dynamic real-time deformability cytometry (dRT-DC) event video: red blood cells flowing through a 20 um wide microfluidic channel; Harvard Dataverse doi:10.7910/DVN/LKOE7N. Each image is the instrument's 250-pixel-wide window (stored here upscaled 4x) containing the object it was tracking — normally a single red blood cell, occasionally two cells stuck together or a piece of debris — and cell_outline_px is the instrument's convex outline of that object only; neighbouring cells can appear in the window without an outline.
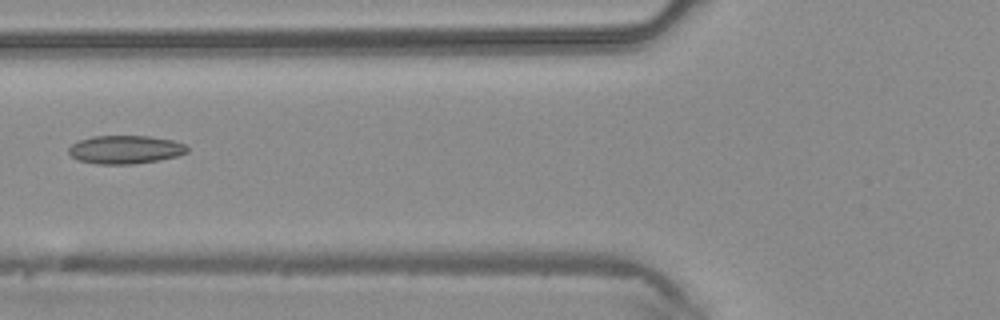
{"species": "common noctule bat (a hibernating species)", "species_latin": "Nyctalus noctula", "temperature_condition": "warm", "stored_images_in_passage": 5, "camera_frame_rate_fps": 3000, "um_per_image_px": 0.085, "animal": {"sex": "male", "body_mass_g": 20.4}, "frame": {"image": 1, "passage_image": 5, "time_ms": 1.333, "image_size_px": [1000, 320], "cell_outline_px": [[188, 152], [176, 156], [160, 160], [132, 164], [100, 164], [76, 160], [68, 152], [68, 148], [72, 144], [80, 140], [92, 136], [148, 136], [172, 140], [188, 144]], "centroid_in_image_um": [10.66, 12.71], "position_along_channel_um": 115.1, "area_um2": 19.65}}